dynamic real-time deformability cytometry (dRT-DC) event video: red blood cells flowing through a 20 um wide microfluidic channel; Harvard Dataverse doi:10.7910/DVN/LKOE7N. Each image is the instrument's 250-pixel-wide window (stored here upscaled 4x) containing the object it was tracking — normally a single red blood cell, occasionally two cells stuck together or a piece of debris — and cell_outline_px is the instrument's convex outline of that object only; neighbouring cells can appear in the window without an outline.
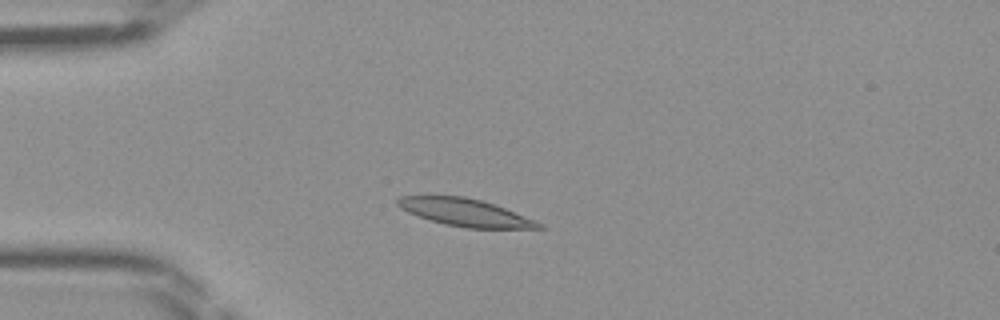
{"species": "Egyptian fruit bat (a non-hibernating species)", "species_latin": "Rousettus aegyptiacus", "temperature_condition": "room temperature", "stored_images_in_passage": 44, "camera_frame_rate_fps": 3000, "um_per_image_px": 0.085, "frame": {"image": 1, "passage_image": 10, "time_ms": 3.0, "image_size_px": [1000, 320], "cell_outline_px": [[548, 228], [468, 228], [444, 224], [408, 212], [400, 208], [396, 204], [396, 200], [400, 196], [464, 196], [480, 200], [504, 208], [544, 224]], "centroid_in_image_um": [39.53, 18.06], "position_along_channel_um": 45.5, "area_um2": 22.2}}
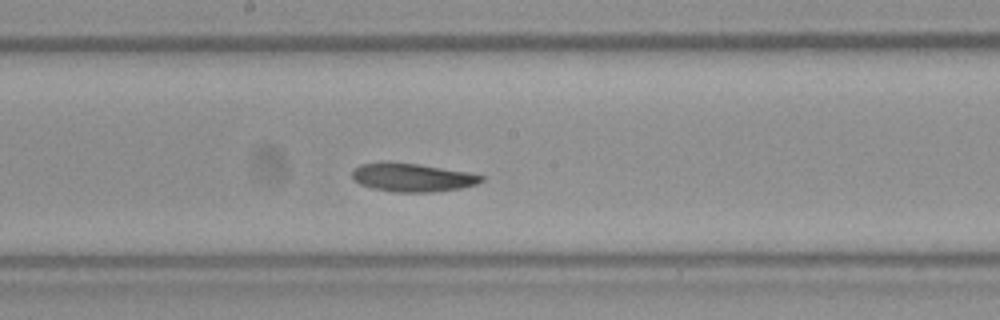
{"frame": {"image": 2, "passage_image": 23, "time_ms": 7.333, "image_size_px": [1000, 320], "cell_outline_px": [[484, 180], [476, 184], [460, 188], [432, 192], [396, 192], [372, 188], [360, 184], [352, 180], [352, 168], [360, 164], [384, 160], [388, 160], [420, 164], [468, 172], [484, 176]], "centroid_in_image_um": [34.98, 15.05], "position_along_channel_um": 213.2, "area_um2": 21.85}}
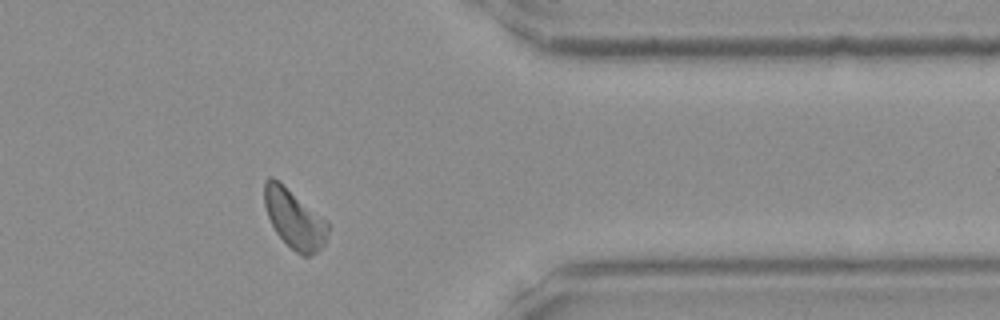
{"frame": {"image": 3, "passage_image": 36, "time_ms": 11.667, "image_size_px": [1000, 320], "cell_outline_px": [[328, 232], [324, 244], [316, 252], [308, 256], [304, 256], [296, 252], [276, 232], [268, 216], [264, 204], [264, 180], [268, 176], [272, 176], [328, 220]], "centroid_in_image_um": [25.02, 18.58], "position_along_channel_um": 386.4, "area_um2": 21.62}}